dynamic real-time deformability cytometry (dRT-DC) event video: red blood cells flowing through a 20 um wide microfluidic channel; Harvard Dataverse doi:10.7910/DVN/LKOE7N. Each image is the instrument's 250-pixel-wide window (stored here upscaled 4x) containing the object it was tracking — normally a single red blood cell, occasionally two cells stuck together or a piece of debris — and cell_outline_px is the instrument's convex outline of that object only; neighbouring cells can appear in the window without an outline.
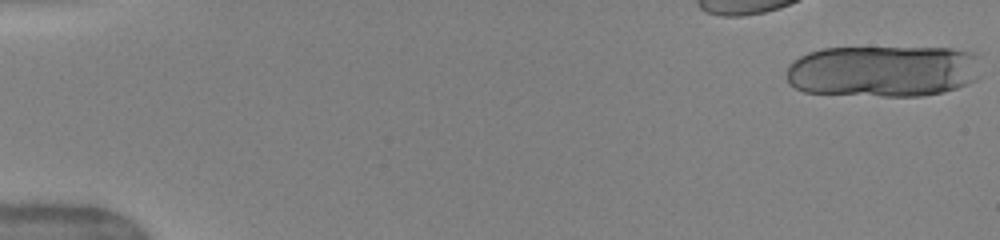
{"species": "human", "species_latin": "Homo sapiens", "temperature_condition": "warm", "stored_images_in_passage": 18, "camera_frame_rate_fps": 3000, "um_per_image_px": 0.085, "donor": {"sex": "female"}, "frame": {"image": 1, "passage_image": 1, "time_ms": 0.0, "image_size_px": [1000, 240], "cell_outline_px": [[980, 76], [976, 80], [956, 88], [944, 92], [920, 96], [884, 96], [804, 92], [788, 84], [788, 64], [800, 56], [808, 52], [820, 48], [952, 48], [972, 52], [980, 56]], "centroid_in_image_um": [75.11, 6.04], "position_along_channel_um": 9.9, "area_um2": 59.19}}